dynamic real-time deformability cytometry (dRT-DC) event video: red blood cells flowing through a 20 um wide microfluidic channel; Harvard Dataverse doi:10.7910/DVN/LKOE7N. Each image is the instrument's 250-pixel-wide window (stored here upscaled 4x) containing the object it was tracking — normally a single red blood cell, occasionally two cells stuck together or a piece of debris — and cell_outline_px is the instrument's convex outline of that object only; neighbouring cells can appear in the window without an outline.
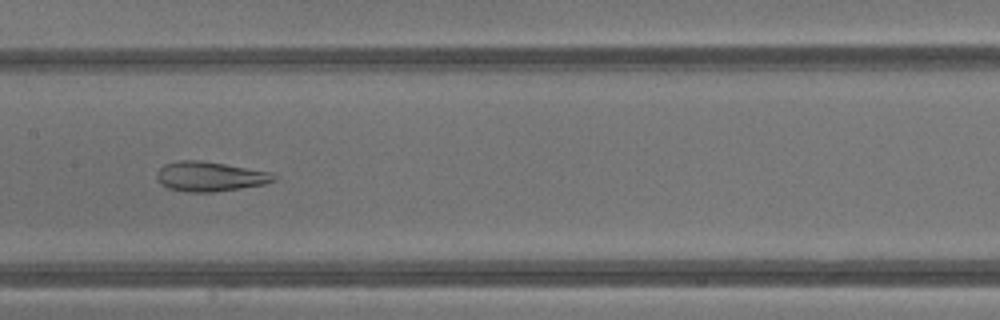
{"species": "common noctule bat (a hibernating species)", "species_latin": "Nyctalus noctula", "temperature_condition": "warm", "stored_images_in_passage": 43, "camera_frame_rate_fps": 3000, "um_per_image_px": 0.085, "animal": {"sex": "male", "body_mass_g": 13.3}, "frame": {"image": 1, "passage_image": 22, "time_ms": 7.0, "image_size_px": [1000, 320], "cell_outline_px": [[280, 176], [276, 180], [264, 184], [240, 188], [212, 192], [188, 192], [168, 188], [160, 184], [156, 180], [156, 172], [164, 164], [180, 160], [200, 160], [272, 172]], "centroid_in_image_um": [17.84, 15.0], "position_along_channel_um": 189.6, "area_um2": 20.4}}
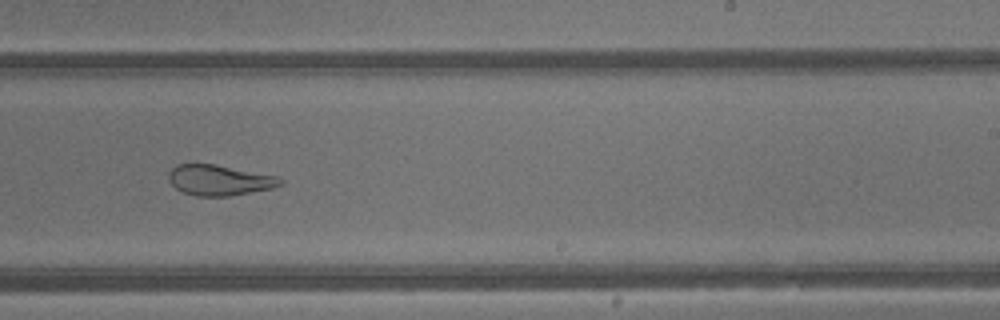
{"frame": {"image": 2, "passage_image": 27, "time_ms": 8.667, "image_size_px": [1000, 320], "cell_outline_px": [[284, 184], [272, 188], [228, 196], [196, 196], [184, 192], [176, 188], [168, 180], [168, 172], [176, 164], [216, 164], [276, 176], [284, 180]], "centroid_in_image_um": [18.64, 15.31], "position_along_channel_um": 270.4, "area_um2": 19.83}}
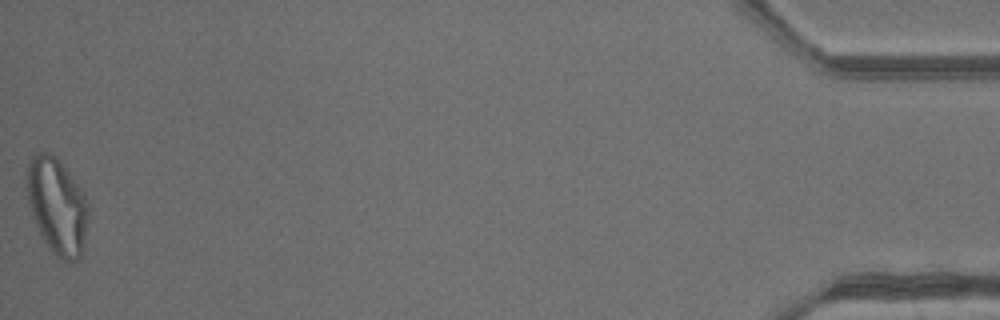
{"frame": {"image": 3, "passage_image": 43, "time_ms": 14.0, "image_size_px": [1000, 320], "cell_outline_px": [[88, 220], [84, 252], [76, 260], [64, 260], [56, 256], [48, 248], [32, 216], [28, 204], [28, 164], [32, 156], [36, 152], [48, 152], [56, 156], [60, 160], [84, 192], [88, 204]], "centroid_in_image_um": [4.89, 17.52], "position_along_channel_um": 430.3, "area_um2": 34.56}, "authors_computed_cell_mechanics": {"area_um2": 29.0734, "velocity_mm_per_s": 4.8862, "shape_relaxation_time_tau1_ms": null, "shape_relaxation_time_tau2_ms": 1.3665, "deformation_change_tau1": null, "deformation_change_tau2": 0.0974}}